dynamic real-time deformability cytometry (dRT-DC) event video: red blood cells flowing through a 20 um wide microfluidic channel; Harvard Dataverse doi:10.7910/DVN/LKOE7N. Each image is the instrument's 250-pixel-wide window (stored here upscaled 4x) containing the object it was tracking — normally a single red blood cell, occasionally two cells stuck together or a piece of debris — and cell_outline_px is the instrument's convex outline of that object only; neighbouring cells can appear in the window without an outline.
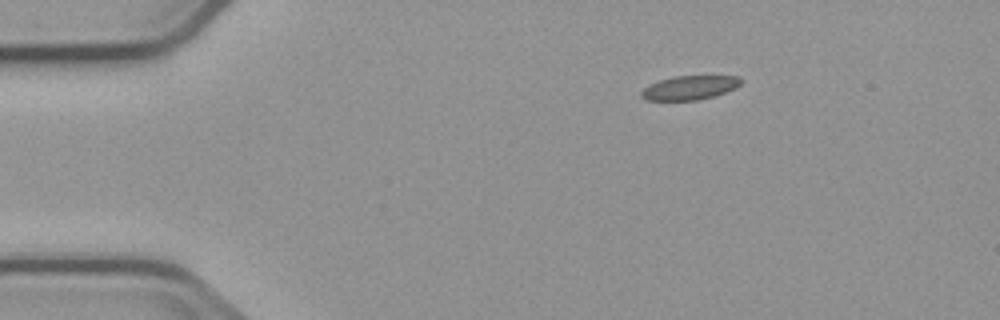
{"species": "common noctule bat (a hibernating species)", "species_latin": "Nyctalus noctula", "temperature_condition": "cold", "stored_images_in_passage": 5, "camera_frame_rate_fps": 3000, "um_per_image_px": 0.085, "animal": {"sex": "male", "body_mass_g": 23.1, "forearm_length_mm": 52.7}, "frame": {"image": 1, "passage_image": 5, "time_ms": 5.0, "image_size_px": [1000, 320], "cell_outline_px": [[744, 80], [740, 84], [724, 92], [712, 96], [696, 100], [648, 100], [640, 96], [640, 92], [648, 84], [672, 76], [740, 76]], "centroid_in_image_um": [58.58, 7.44], "position_along_channel_um": 26.4, "area_um2": 13.81}}